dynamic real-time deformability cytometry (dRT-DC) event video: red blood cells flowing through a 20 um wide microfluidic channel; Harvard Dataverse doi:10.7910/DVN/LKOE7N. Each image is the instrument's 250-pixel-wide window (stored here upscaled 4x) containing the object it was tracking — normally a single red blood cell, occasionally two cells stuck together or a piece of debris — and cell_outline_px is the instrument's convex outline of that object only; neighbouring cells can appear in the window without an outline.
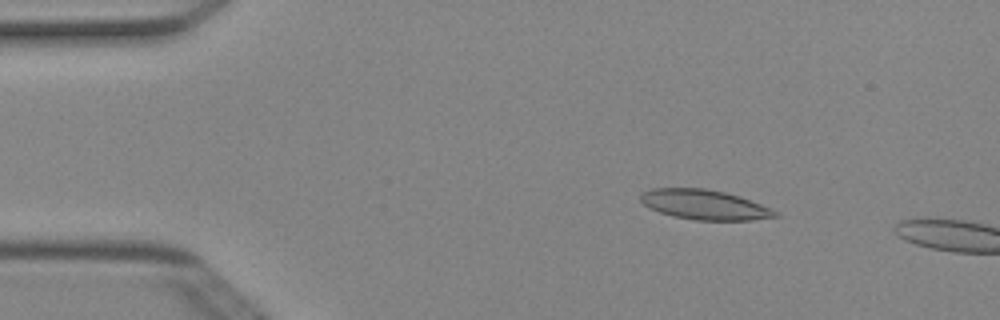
{"species": "Egyptian fruit bat (a non-hibernating species)", "species_latin": "Rousettus aegyptiacus", "temperature_condition": "cold", "stored_images_in_passage": 3, "camera_frame_rate_fps": 3000, "um_per_image_px": 0.085, "animal": {"sex": "female"}, "frame": {"image": 1, "passage_image": 1, "time_ms": 0.0, "image_size_px": [1000, 320], "cell_outline_px": [[780, 216], [752, 220], [696, 220], [672, 216], [660, 212], [644, 204], [640, 200], [640, 192], [652, 188], [704, 188], [724, 192], [740, 196], [760, 204], [776, 212]], "centroid_in_image_um": [59.84, 17.39], "position_along_channel_um": 25.2, "area_um2": 23.24}}